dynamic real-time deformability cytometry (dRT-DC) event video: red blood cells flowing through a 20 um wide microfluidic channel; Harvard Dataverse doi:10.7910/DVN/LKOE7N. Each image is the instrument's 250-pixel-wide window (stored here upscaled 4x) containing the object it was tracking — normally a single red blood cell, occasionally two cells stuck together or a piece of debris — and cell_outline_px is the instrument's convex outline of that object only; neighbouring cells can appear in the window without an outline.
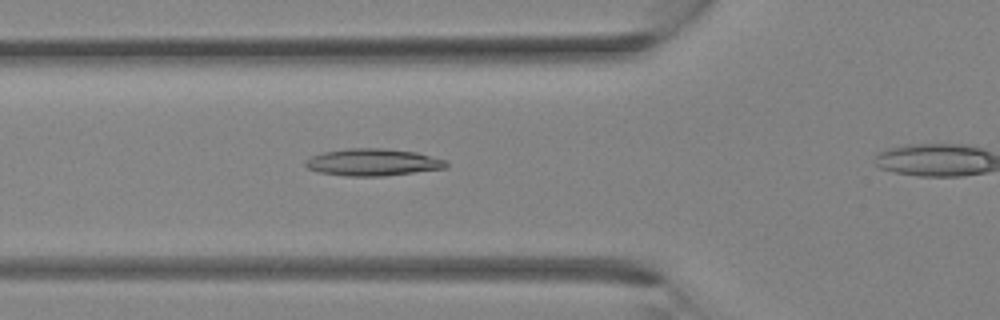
{"species": "Egyptian fruit bat (a non-hibernating species)", "species_latin": "Rousettus aegyptiacus", "temperature_condition": "room temperature", "stored_images_in_passage": 6, "segment_of_instrument_passage": [1, 2], "camera_frame_rate_fps": 3000, "um_per_image_px": 0.085, "animal": {"sex": "female"}, "frame": {"image": 1, "passage_image": 5, "time_ms": 1.333, "image_size_px": [1000, 320], "cell_outline_px": [[448, 168], [384, 176], [348, 176], [320, 172], [308, 168], [304, 164], [304, 160], [312, 156], [324, 152], [348, 148], [384, 148], [416, 152], [448, 160]], "centroid_in_image_um": [31.74, 13.79], "position_along_channel_um": 94.1, "area_um2": 22.31}}